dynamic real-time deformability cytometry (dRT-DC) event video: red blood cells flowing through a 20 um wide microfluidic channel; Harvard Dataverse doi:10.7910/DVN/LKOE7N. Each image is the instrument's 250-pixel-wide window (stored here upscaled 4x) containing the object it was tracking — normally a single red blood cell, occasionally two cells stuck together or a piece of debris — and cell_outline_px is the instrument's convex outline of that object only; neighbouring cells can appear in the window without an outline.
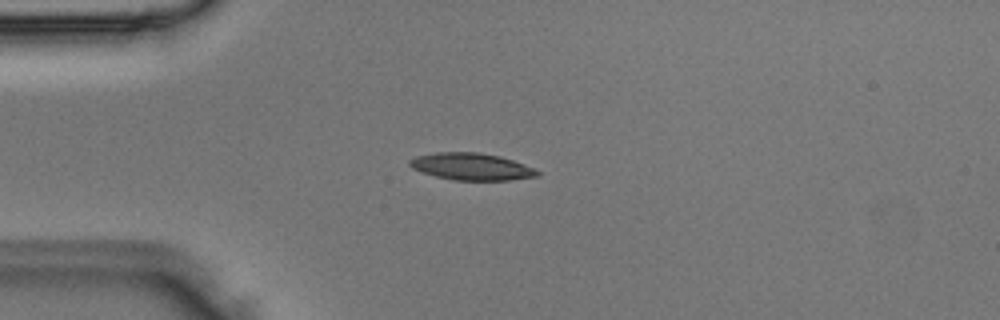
{"species": "Egyptian fruit bat (a non-hibernating species)", "species_latin": "Rousettus aegyptiacus", "temperature_condition": "room temperature", "stored_images_in_passage": 4, "camera_frame_rate_fps": 3000, "um_per_image_px": 0.085, "animal": {"sex": "male"}, "frame": {"image": 1, "passage_image": 3, "time_ms": 0.667, "image_size_px": [1000, 320], "cell_outline_px": [[540, 176], [508, 180], [452, 180], [436, 176], [412, 168], [408, 164], [408, 160], [416, 156], [436, 152], [480, 152], [500, 156], [536, 168], [540, 172]], "centroid_in_image_um": [40.1, 14.15], "position_along_channel_um": 44.9, "area_um2": 20.17}}